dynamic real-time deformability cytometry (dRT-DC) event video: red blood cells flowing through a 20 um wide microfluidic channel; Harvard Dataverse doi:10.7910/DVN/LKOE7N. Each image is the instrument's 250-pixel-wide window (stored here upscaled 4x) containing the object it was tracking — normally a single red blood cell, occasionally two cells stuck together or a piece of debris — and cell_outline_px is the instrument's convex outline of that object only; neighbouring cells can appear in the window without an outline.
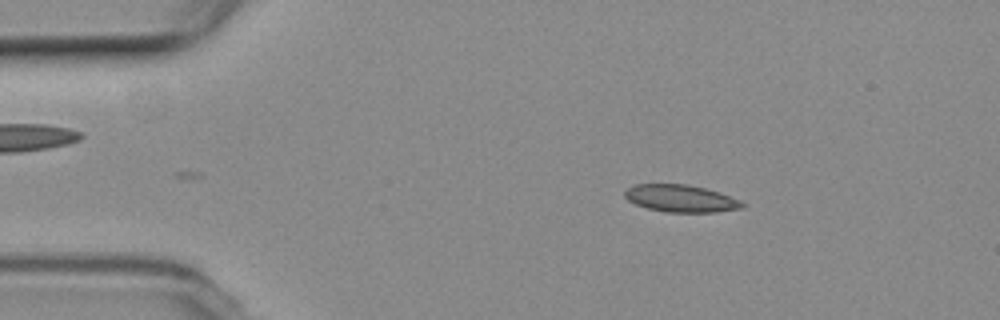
{"species": "common noctule bat (a hibernating species)", "species_latin": "Nyctalus noctula", "temperature_condition": "room temperature", "stored_images_in_passage": 2, "camera_frame_rate_fps": 3000, "um_per_image_px": 0.085, "animal": {"sex": "female", "body_mass_g": 19.3, "forearm_length_mm": 54.1}, "frame": {"image": 1, "passage_image": 2, "time_ms": 1.333, "image_size_px": [1000, 320], "cell_outline_px": [[748, 204], [744, 208], [716, 212], [664, 212], [648, 208], [636, 204], [628, 200], [624, 196], [624, 192], [628, 188], [636, 184], [688, 184], [720, 192], [740, 200]], "centroid_in_image_um": [57.92, 16.87], "position_along_channel_um": 27.1, "area_um2": 18.79}}